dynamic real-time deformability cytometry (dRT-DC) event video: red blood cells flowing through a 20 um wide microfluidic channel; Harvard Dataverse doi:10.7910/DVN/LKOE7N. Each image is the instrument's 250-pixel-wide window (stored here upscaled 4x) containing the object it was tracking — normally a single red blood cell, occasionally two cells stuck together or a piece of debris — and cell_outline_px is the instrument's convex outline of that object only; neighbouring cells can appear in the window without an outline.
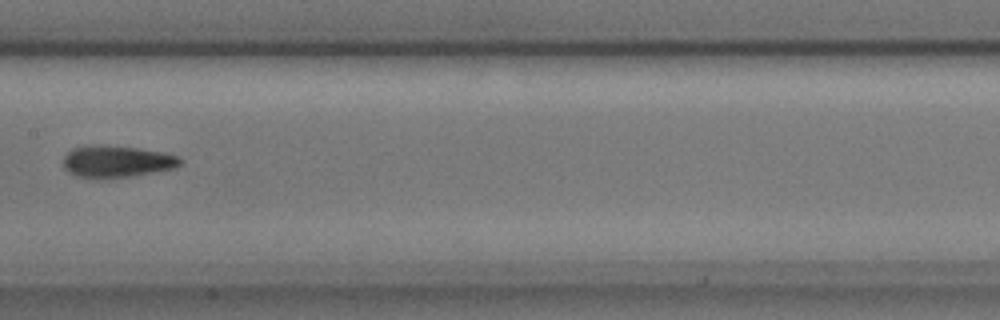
{"species": "common noctule bat (a hibernating species)", "species_latin": "Nyctalus noctula", "temperature_condition": "cold", "stored_images_in_passage": 7, "camera_frame_rate_fps": 3000, "um_per_image_px": 0.085, "animal": {"sex": "male", "body_mass_g": 17.9, "forearm_length_mm": 54.2}, "frame": {"image": 1, "passage_image": 7, "time_ms": 2.0, "image_size_px": [1000, 320], "cell_outline_px": [[184, 160], [176, 168], [128, 176], [76, 176], [68, 172], [64, 168], [64, 156], [72, 148], [100, 144], [140, 148], [164, 152], [180, 156]], "centroid_in_image_um": [9.98, 13.68], "position_along_channel_um": 197.4, "area_um2": 21.33}}